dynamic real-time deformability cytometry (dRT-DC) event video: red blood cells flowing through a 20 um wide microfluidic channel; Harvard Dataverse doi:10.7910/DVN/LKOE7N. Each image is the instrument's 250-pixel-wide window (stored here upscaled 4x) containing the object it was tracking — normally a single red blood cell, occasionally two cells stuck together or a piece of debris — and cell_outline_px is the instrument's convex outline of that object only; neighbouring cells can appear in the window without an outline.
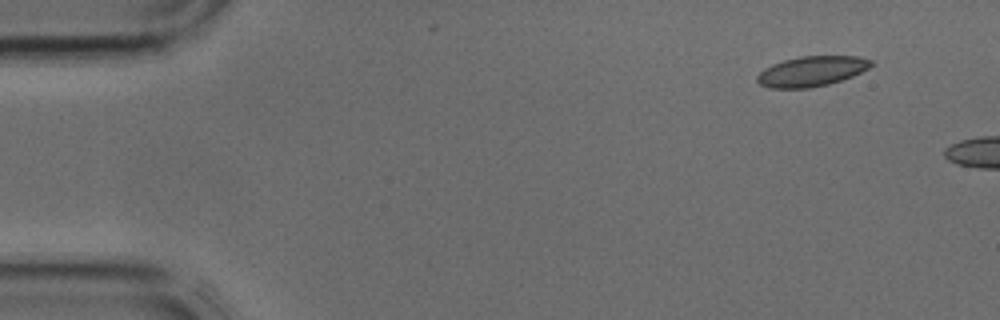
{"species": "common noctule bat (a hibernating species)", "species_latin": "Nyctalus noctula", "temperature_condition": "cold", "stored_images_in_passage": 4, "camera_frame_rate_fps": 3000, "um_per_image_px": 0.085, "animal": {"sex": "male", "body_mass_g": 17.9, "forearm_length_mm": 54.2}, "frame": {"image": 1, "passage_image": 1, "time_ms": 0.0, "image_size_px": [1000, 320], "cell_outline_px": [[876, 64], [852, 76], [828, 84], [808, 88], [768, 88], [760, 84], [756, 80], [756, 76], [764, 68], [772, 64], [784, 60], [800, 56], [860, 56], [872, 60]], "centroid_in_image_um": [68.99, 6.05], "position_along_channel_um": 16.0, "area_um2": 20.06}}